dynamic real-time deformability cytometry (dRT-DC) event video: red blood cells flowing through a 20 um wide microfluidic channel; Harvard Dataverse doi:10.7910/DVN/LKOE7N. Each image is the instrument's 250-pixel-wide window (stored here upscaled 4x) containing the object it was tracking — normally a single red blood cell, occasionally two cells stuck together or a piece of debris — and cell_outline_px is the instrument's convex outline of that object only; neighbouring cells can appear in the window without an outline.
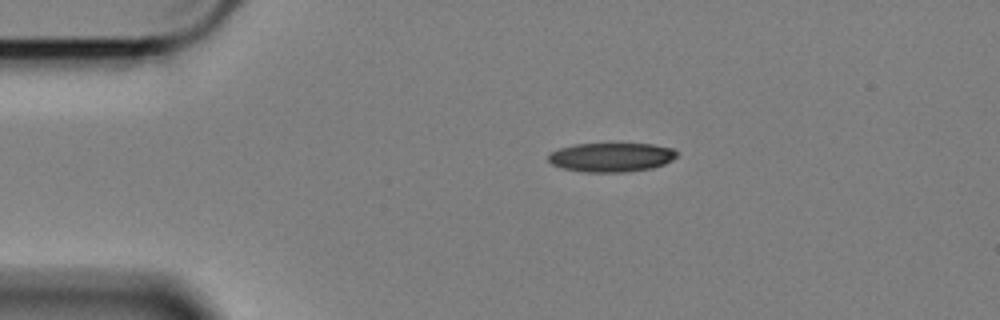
{"species": "Egyptian fruit bat (a non-hibernating species)", "species_latin": "Rousettus aegyptiacus", "temperature_condition": "cold", "stored_images_in_passage": 36, "camera_frame_rate_fps": 3000, "um_per_image_px": 0.085, "animal": {"sex": "female"}, "frame": {"image": 1, "passage_image": 1, "time_ms": 0.0, "image_size_px": [1000, 320], "cell_outline_px": [[676, 156], [672, 160], [664, 164], [652, 168], [628, 172], [584, 172], [560, 168], [552, 164], [548, 160], [548, 152], [560, 148], [576, 144], [652, 144], [672, 148], [676, 152]], "centroid_in_image_um": [51.92, 13.37], "position_along_channel_um": 33.1, "area_um2": 21.85}}
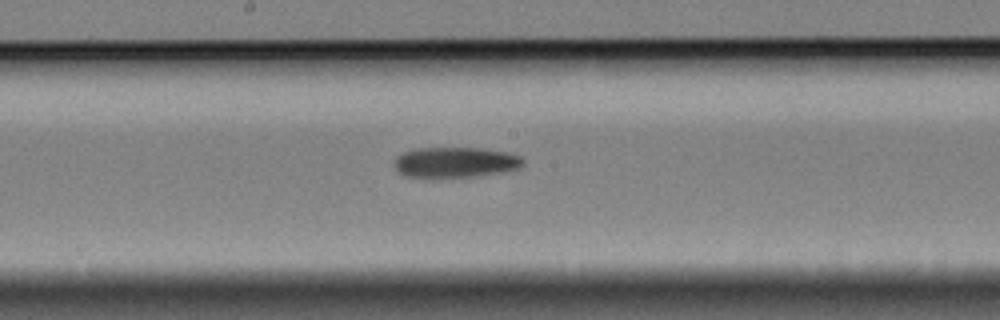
{"frame": {"image": 2, "passage_image": 20, "time_ms": 6.333, "image_size_px": [1000, 320], "cell_outline_px": [[524, 164], [520, 168], [504, 172], [480, 176], [408, 176], [396, 172], [392, 164], [396, 156], [412, 148], [480, 148], [504, 152], [520, 156], [524, 160]], "centroid_in_image_um": [38.68, 13.78], "position_along_channel_um": 209.5, "area_um2": 22.83}}
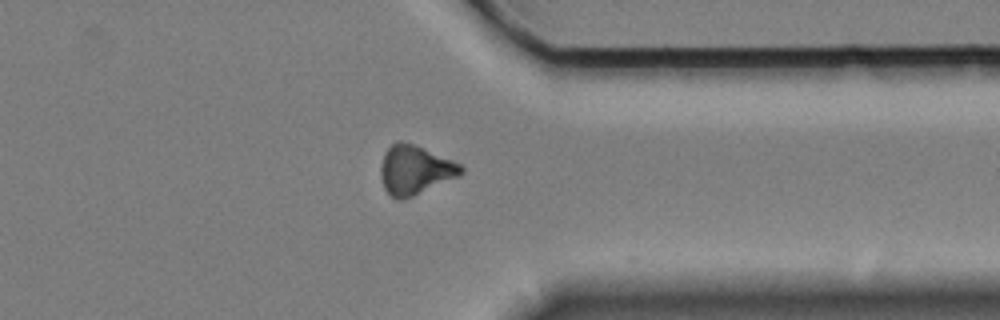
{"frame": {"image": 3, "passage_image": 35, "time_ms": 11.333, "image_size_px": [1000, 320], "cell_outline_px": [[464, 172], [460, 176], [404, 200], [396, 200], [384, 188], [380, 176], [380, 164], [384, 152], [392, 144], [400, 140], [424, 148], [452, 160], [460, 164], [464, 168]], "centroid_in_image_um": [35.26, 14.46], "position_along_channel_um": 376.1, "area_um2": 23.12}}